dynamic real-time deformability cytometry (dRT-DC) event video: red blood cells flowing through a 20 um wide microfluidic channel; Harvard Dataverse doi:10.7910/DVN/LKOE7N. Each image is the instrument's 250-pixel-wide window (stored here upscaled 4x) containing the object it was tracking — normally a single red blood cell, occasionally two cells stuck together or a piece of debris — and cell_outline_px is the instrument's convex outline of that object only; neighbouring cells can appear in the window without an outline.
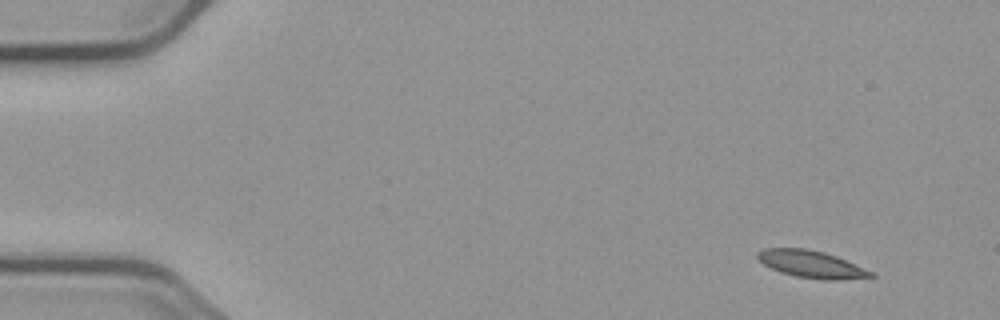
{"species": "common noctule bat (a hibernating species)", "species_latin": "Nyctalus noctula", "temperature_condition": "cold", "stored_images_in_passage": 5, "camera_frame_rate_fps": 3000, "um_per_image_px": 0.085, "animal": {"sex": "male", "body_mass_g": 23.1, "forearm_length_mm": 52.7}, "frame": {"image": 1, "passage_image": 1, "time_ms": 0.0, "image_size_px": [1000, 320], "cell_outline_px": [[876, 276], [840, 280], [820, 280], [796, 276], [780, 272], [764, 264], [756, 256], [756, 252], [764, 248], [808, 248], [824, 252], [836, 256], [872, 272]], "centroid_in_image_um": [68.93, 22.45], "position_along_channel_um": 16.1, "area_um2": 17.86}}
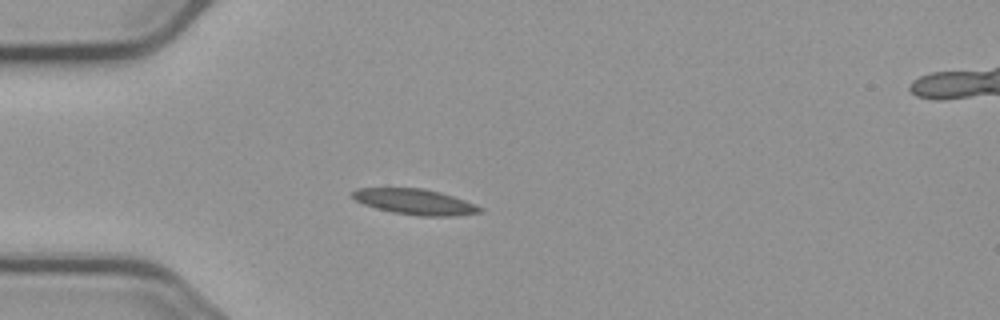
{"frame": {"image": 2, "passage_image": 4, "time_ms": 3.667, "image_size_px": [1000, 320], "cell_outline_px": [[484, 212], [456, 216], [416, 216], [392, 212], [376, 208], [364, 204], [356, 200], [352, 196], [352, 192], [356, 188], [424, 188], [440, 192], [464, 200], [484, 208]], "centroid_in_image_um": [35.3, 17.16], "position_along_channel_um": 49.7, "area_um2": 19.07}}